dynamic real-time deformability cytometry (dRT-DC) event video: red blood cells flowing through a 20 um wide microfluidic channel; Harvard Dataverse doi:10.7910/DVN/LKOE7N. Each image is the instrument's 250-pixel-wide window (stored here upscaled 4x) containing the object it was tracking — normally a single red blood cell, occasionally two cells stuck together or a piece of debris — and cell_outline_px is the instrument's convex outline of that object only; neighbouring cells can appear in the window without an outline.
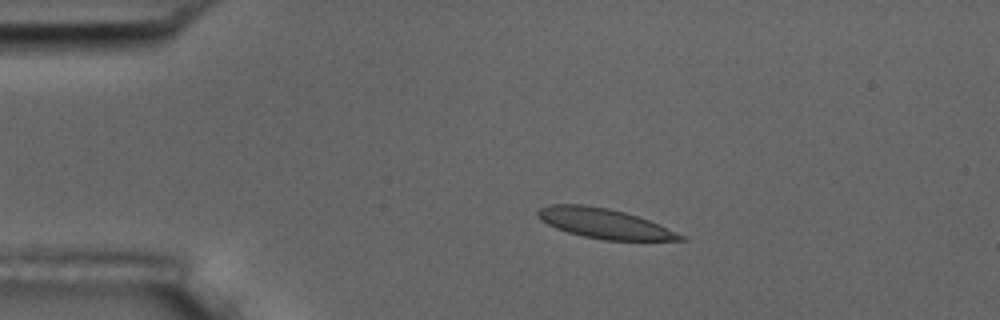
{"species": "common noctule bat (a hibernating species)", "species_latin": "Nyctalus noctula", "temperature_condition": "room temperature", "stored_images_in_passage": 6, "camera_frame_rate_fps": 3000, "um_per_image_px": 0.085, "animal": {"sex": "male", "body_mass_g": 17.5, "forearm_length_mm": 52.3}, "frame": {"image": 1, "passage_image": 4, "time_ms": 3.333, "image_size_px": [1000, 320], "cell_outline_px": [[688, 240], [604, 240], [584, 236], [568, 232], [556, 228], [540, 220], [536, 216], [536, 212], [540, 208], [548, 204], [580, 204], [608, 208], [624, 212], [660, 224], [684, 236]], "centroid_in_image_um": [51.33, 18.99], "position_along_channel_um": 33.7, "area_um2": 24.68}}
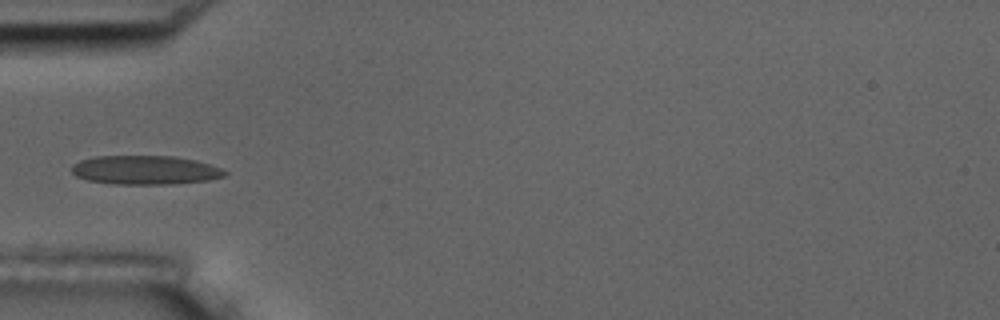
{"frame": {"image": 2, "passage_image": 6, "time_ms": 5.667, "image_size_px": [1000, 320], "cell_outline_px": [[228, 172], [224, 176], [208, 180], [168, 184], [112, 184], [88, 180], [76, 176], [72, 172], [72, 164], [80, 160], [96, 156], [172, 156], [196, 160], [220, 168]], "centroid_in_image_um": [12.31, 14.45], "position_along_channel_um": 72.7, "area_um2": 25.72}}